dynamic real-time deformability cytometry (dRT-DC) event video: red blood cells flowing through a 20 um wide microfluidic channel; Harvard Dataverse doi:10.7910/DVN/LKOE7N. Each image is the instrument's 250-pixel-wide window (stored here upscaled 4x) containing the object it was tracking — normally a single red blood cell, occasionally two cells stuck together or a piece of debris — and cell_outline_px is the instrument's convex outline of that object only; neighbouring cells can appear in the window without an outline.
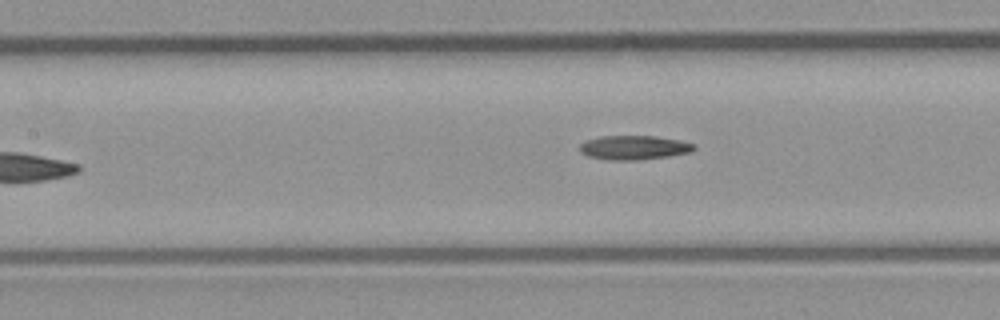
{"species": "common noctule bat (a hibernating species)", "species_latin": "Nyctalus noctula", "temperature_condition": "room temperature", "stored_images_in_passage": 8, "camera_frame_rate_fps": 3000, "um_per_image_px": 0.085, "animal": {"sex": "male", "body_mass_g": 23.1, "forearm_length_mm": 52.7}, "frame": {"image": 1, "passage_image": 7, "time_ms": 8.0, "image_size_px": [1000, 320], "cell_outline_px": [[696, 148], [692, 152], [668, 156], [640, 160], [608, 160], [588, 156], [580, 152], [580, 144], [584, 140], [600, 136], [656, 136], [680, 140], [696, 144]], "centroid_in_image_um": [53.89, 12.54], "position_along_channel_um": 153.5, "area_um2": 16.3}}
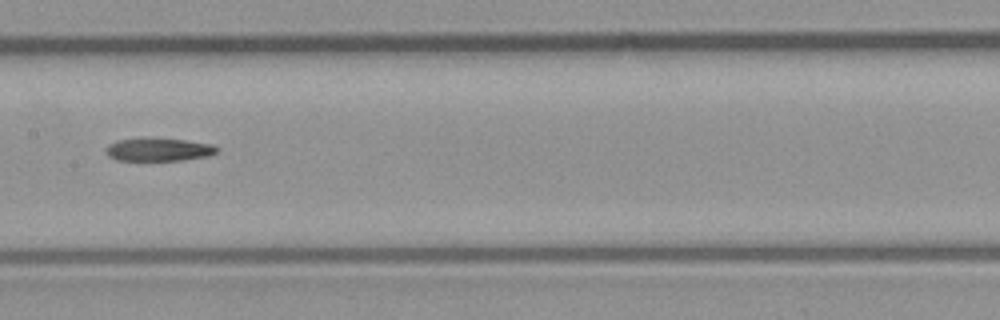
{"frame": {"image": 2, "passage_image": 8, "time_ms": 9.0, "image_size_px": [1000, 320], "cell_outline_px": [[220, 148], [216, 152], [208, 156], [180, 160], [116, 160], [108, 156], [104, 148], [108, 144], [116, 140], [144, 136], [184, 140], [212, 144]], "centroid_in_image_um": [13.42, 12.68], "position_along_channel_um": 194.0, "area_um2": 15.32}}